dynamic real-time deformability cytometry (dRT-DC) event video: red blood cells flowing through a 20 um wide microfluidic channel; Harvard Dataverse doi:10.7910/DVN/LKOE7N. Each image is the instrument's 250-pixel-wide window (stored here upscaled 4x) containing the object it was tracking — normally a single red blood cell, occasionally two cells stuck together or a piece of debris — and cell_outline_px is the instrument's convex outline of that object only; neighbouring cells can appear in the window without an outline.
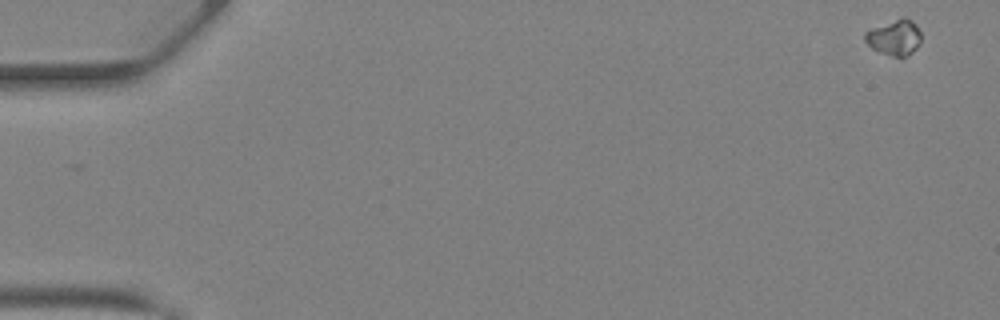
{"species": "Egyptian fruit bat (a non-hibernating species)", "species_latin": "Rousettus aegyptiacus", "temperature_condition": "warm", "stored_images_in_passage": 40, "camera_frame_rate_fps": 3000, "um_per_image_px": 0.085, "animal": {"sex": "female"}, "frame": {"image": 1, "passage_image": 1, "time_ms": 0.0, "image_size_px": [1000, 320], "cell_outline_px": [[920, 40], [916, 48], [908, 56], [892, 56], [880, 52], [872, 48], [864, 40], [864, 32], [872, 28], [904, 16], [912, 20], [916, 24], [920, 32]], "centroid_in_image_um": [76.02, 3.17], "position_along_channel_um": 9.0, "area_um2": 11.56}}
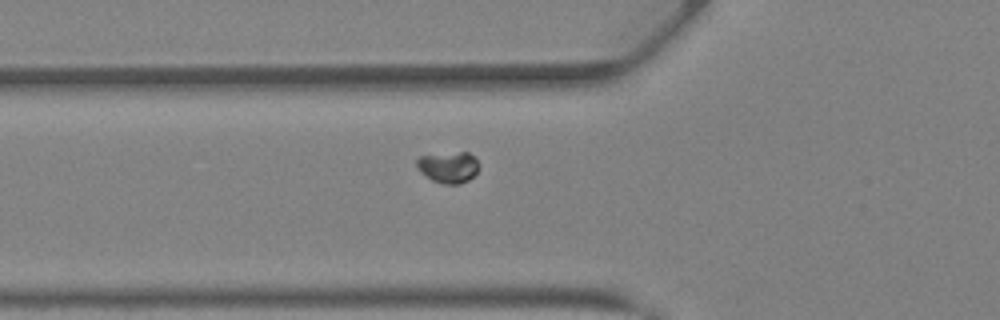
{"frame": {"image": 2, "passage_image": 16, "time_ms": 5.0, "image_size_px": [1000, 320], "cell_outline_px": [[480, 168], [468, 180], [460, 184], [444, 184], [432, 180], [420, 172], [416, 164], [416, 160], [420, 156], [460, 152], [468, 152], [480, 164]], "centroid_in_image_um": [38.12, 14.22], "position_along_channel_um": 87.7, "area_um2": 11.21}}
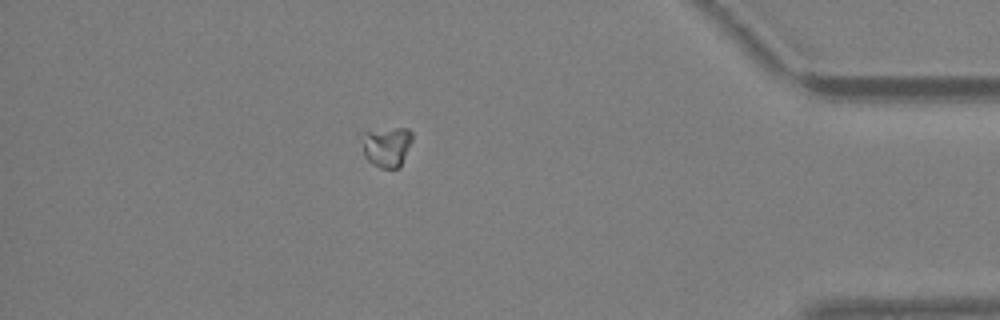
{"frame": {"image": 3, "passage_image": 38, "time_ms": 12.333, "image_size_px": [1000, 320], "cell_outline_px": [[412, 140], [400, 168], [380, 168], [372, 164], [364, 156], [364, 132], [396, 128], [408, 128], [412, 132]], "centroid_in_image_um": [32.92, 12.49], "position_along_channel_um": 402.3, "area_um2": 11.56}}